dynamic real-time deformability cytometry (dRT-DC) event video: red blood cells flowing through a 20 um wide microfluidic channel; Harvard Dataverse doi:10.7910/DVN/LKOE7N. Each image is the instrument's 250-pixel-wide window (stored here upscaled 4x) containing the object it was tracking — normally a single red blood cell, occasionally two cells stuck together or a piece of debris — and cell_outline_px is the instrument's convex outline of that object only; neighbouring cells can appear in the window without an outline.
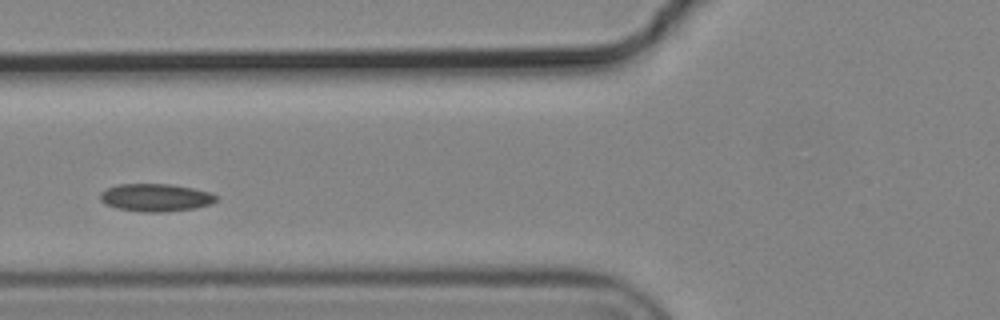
{"species": "common noctule bat (a hibernating species)", "species_latin": "Nyctalus noctula", "temperature_condition": "cold", "stored_images_in_passage": 6, "camera_frame_rate_fps": 3000, "um_per_image_px": 0.085, "animal": {"sex": "male", "body_mass_g": 19.2, "forearm_length_mm": 51.8}, "frame": {"image": 1, "passage_image": 4, "time_ms": 1.0, "image_size_px": [1000, 320], "cell_outline_px": [[216, 200], [212, 204], [196, 208], [168, 212], [140, 212], [116, 208], [104, 204], [100, 200], [100, 192], [108, 188], [120, 184], [172, 184], [212, 192], [216, 196]], "centroid_in_image_um": [13.24, 16.8], "position_along_channel_um": 112.6, "area_um2": 18.96}}
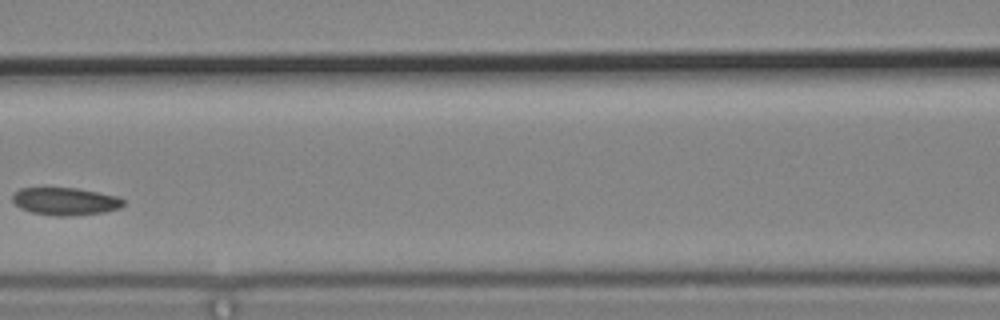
{"frame": {"image": 2, "passage_image": 5, "time_ms": 1.333, "image_size_px": [1000, 320], "cell_outline_px": [[124, 204], [120, 208], [104, 212], [64, 216], [56, 216], [32, 212], [20, 208], [12, 200], [12, 196], [20, 188], [76, 188], [120, 196], [124, 200]], "centroid_in_image_um": [5.58, 17.11], "position_along_channel_um": 161.0, "area_um2": 17.74}}
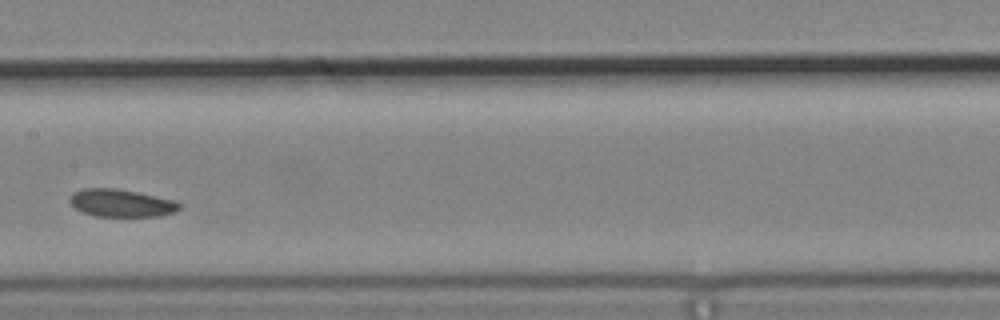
{"frame": {"image": 3, "passage_image": 6, "time_ms": 1.667, "image_size_px": [1000, 320], "cell_outline_px": [[180, 208], [176, 212], [156, 216], [96, 216], [80, 212], [68, 200], [72, 192], [80, 188], [116, 188], [136, 192], [172, 200], [180, 204]], "centroid_in_image_um": [10.23, 17.25], "position_along_channel_um": 197.2, "area_um2": 17.57}}